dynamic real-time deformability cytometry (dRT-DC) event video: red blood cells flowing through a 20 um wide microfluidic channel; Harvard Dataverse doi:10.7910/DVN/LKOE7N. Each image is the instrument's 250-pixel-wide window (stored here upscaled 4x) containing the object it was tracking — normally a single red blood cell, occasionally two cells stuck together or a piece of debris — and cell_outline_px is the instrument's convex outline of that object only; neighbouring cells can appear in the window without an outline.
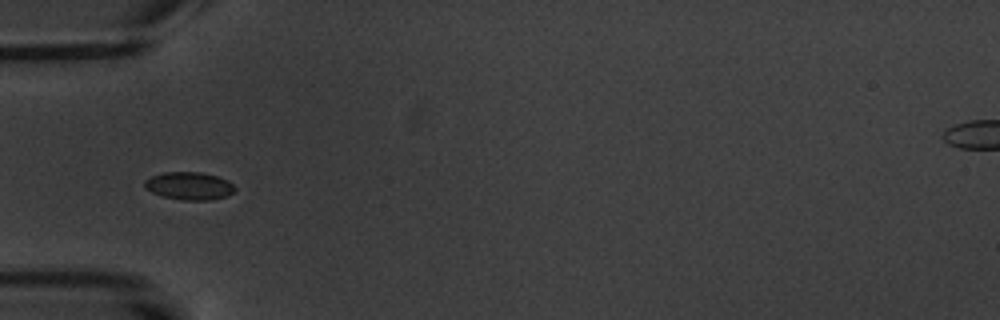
{"species": "common noctule bat (a hibernating species)", "species_latin": "Nyctalus noctula", "temperature_condition": "warm", "stored_images_in_passage": 1, "camera_frame_rate_fps": 3000, "um_per_image_px": 0.085, "animal": {"sex": "male", "body_mass_g": 20.1, "forearm_length_mm": 53.5}, "frame": {"image": 1, "passage_image": 1, "time_ms": 0.0, "image_size_px": [1000, 320], "cell_outline_px": [[236, 188], [228, 196], [212, 200], [184, 200], [164, 196], [152, 192], [144, 184], [144, 180], [152, 176], [164, 172], [200, 172], [216, 176], [232, 184]], "centroid_in_image_um": [16.09, 15.8], "position_along_channel_um": 68.9, "area_um2": 14.33}}